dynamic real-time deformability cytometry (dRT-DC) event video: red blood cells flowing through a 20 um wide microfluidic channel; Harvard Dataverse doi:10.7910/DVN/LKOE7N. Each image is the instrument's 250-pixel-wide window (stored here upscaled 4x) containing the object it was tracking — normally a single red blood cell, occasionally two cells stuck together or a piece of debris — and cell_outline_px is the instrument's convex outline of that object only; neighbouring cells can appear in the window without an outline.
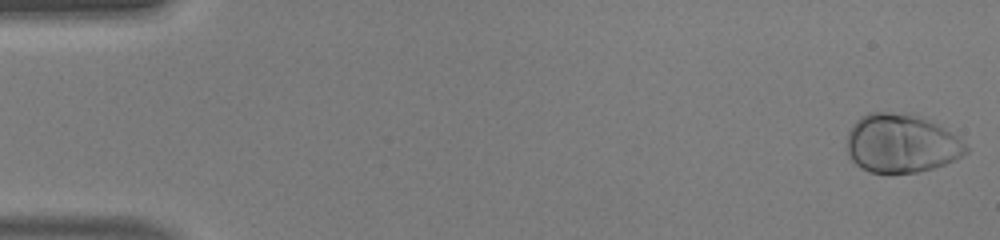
{"species": "human", "species_latin": "Homo sapiens", "temperature_condition": "warm", "stored_images_in_passage": 49, "camera_frame_rate_fps": 3000, "um_per_image_px": 0.085, "donor": {"sex": "male"}, "frame": {"image": 1, "passage_image": 1, "time_ms": 0.0, "image_size_px": [1000, 240], "cell_outline_px": [[968, 152], [944, 164], [932, 168], [916, 172], [872, 172], [860, 168], [848, 156], [848, 132], [856, 120], [860, 116], [868, 112], [888, 112], [920, 116], [944, 128], [956, 136], [968, 148]], "centroid_in_image_um": [76.57, 12.18], "position_along_channel_um": 8.4, "area_um2": 40.17}}
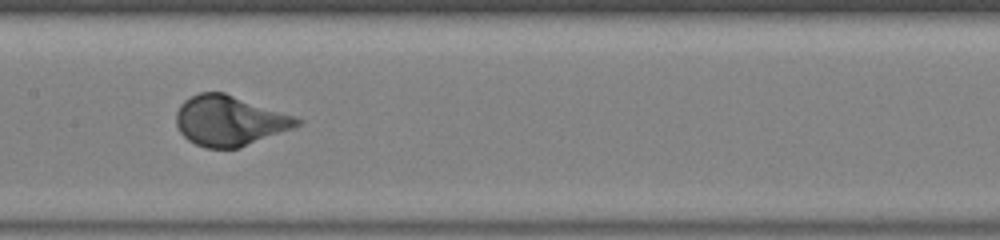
{"frame": {"image": 2, "passage_image": 25, "time_ms": 8.0, "image_size_px": [1000, 240], "cell_outline_px": [[304, 120], [300, 124], [292, 128], [240, 148], [204, 148], [188, 140], [180, 132], [176, 124], [176, 112], [180, 104], [184, 100], [200, 92], [224, 92], [296, 116]], "centroid_in_image_um": [19.5, 10.26], "position_along_channel_um": 187.9, "area_um2": 35.32}}
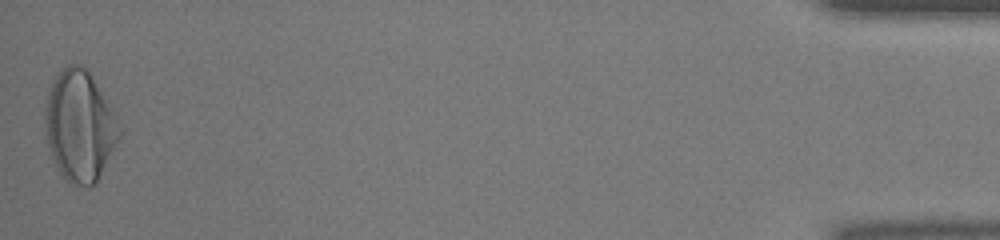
{"frame": {"image": 3, "passage_image": 49, "time_ms": 16.0, "image_size_px": [1000, 240], "cell_outline_px": [[124, 132], [96, 184], [72, 184], [64, 180], [52, 156], [48, 144], [44, 120], [44, 108], [48, 92], [56, 72], [68, 64], [76, 64], [84, 68], [88, 72]], "centroid_in_image_um": [6.76, 10.73], "position_along_channel_um": 428.4, "area_um2": 47.51}, "authors_computed_cell_mechanics": {"area_um2": 36.8186, "velocity_mm_per_s": 4.1739, "shape_relaxation_time_tau1_ms": 2.2095, "shape_relaxation_time_tau2_ms": null, "deformation_change_tau1": 0.1745, "deformation_change_tau2": null}}